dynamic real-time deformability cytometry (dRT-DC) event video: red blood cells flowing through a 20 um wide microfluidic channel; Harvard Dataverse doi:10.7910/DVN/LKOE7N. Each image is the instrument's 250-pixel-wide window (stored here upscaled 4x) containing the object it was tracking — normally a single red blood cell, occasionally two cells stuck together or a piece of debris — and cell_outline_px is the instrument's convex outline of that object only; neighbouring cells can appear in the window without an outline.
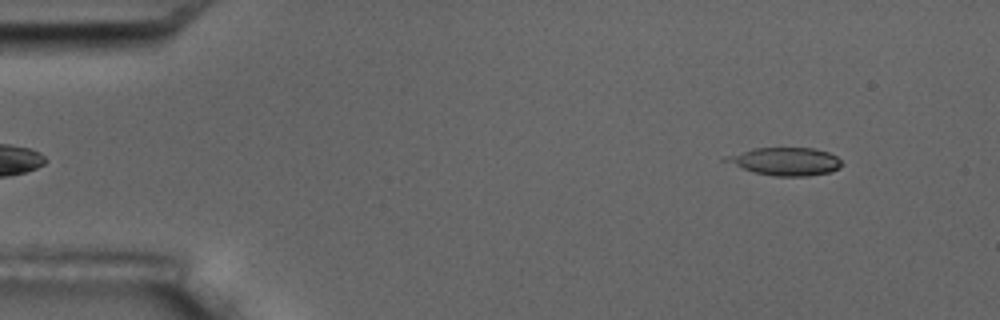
{"species": "common noctule bat (a hibernating species)", "species_latin": "Nyctalus noctula", "temperature_condition": "room temperature", "stored_images_in_passage": 4, "camera_frame_rate_fps": 3000, "um_per_image_px": 0.085, "animal": {"sex": "male", "body_mass_g": 17.5, "forearm_length_mm": 52.3}, "frame": {"image": 1, "passage_image": 4, "time_ms": 3.333, "image_size_px": [1000, 320], "cell_outline_px": [[844, 164], [840, 168], [832, 172], [808, 176], [772, 176], [752, 172], [720, 160], [724, 156], [756, 148], [816, 148], [828, 152], [836, 156]], "centroid_in_image_um": [66.76, 13.73], "position_along_channel_um": 18.2, "area_um2": 19.07}}